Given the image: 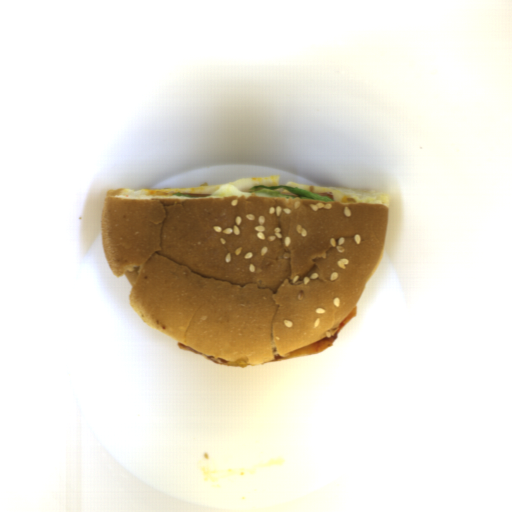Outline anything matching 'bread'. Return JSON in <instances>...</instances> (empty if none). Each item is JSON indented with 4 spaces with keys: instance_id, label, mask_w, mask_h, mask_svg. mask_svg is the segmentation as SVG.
<instances>
[{
    "instance_id": "bread-2",
    "label": "bread",
    "mask_w": 512,
    "mask_h": 512,
    "mask_svg": "<svg viewBox=\"0 0 512 512\" xmlns=\"http://www.w3.org/2000/svg\"><path fill=\"white\" fill-rule=\"evenodd\" d=\"M285 185H291V186H295V187H298V188H302V189H305V190H309L310 189V186L309 184H304V183H299V182H289Z\"/></svg>"
},
{
    "instance_id": "bread-1",
    "label": "bread",
    "mask_w": 512,
    "mask_h": 512,
    "mask_svg": "<svg viewBox=\"0 0 512 512\" xmlns=\"http://www.w3.org/2000/svg\"><path fill=\"white\" fill-rule=\"evenodd\" d=\"M280 178L182 189H107L108 267L154 330L245 368L337 333L385 244L390 200L315 187L332 200L250 193ZM212 193L209 198L175 193Z\"/></svg>"
}]
</instances>
